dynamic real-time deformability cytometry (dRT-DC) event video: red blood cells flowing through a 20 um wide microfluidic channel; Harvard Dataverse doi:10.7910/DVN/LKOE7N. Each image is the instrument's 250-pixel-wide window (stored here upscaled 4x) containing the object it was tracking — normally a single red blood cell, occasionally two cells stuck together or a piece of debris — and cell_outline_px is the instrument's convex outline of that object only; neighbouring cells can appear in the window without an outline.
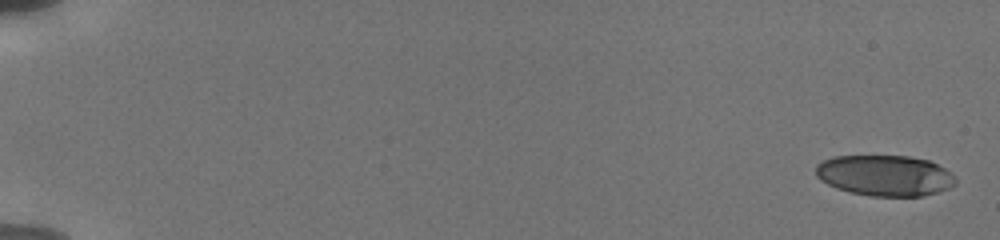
{"species": "human", "species_latin": "Homo sapiens", "temperature_condition": "cold", "stored_images_in_passage": 11, "camera_frame_rate_fps": 3000, "um_per_image_px": 0.085, "donor": {"sex": "male"}, "frame": {"image": 1, "passage_image": 1, "time_ms": 0.0, "image_size_px": [1000, 240], "cell_outline_px": [[956, 184], [948, 188], [924, 196], [872, 196], [848, 192], [836, 188], [820, 180], [816, 176], [816, 164], [832, 156], [908, 156], [928, 160], [952, 172], [956, 176]], "centroid_in_image_um": [75.21, 14.92], "position_along_channel_um": 9.8, "area_um2": 33.41}}
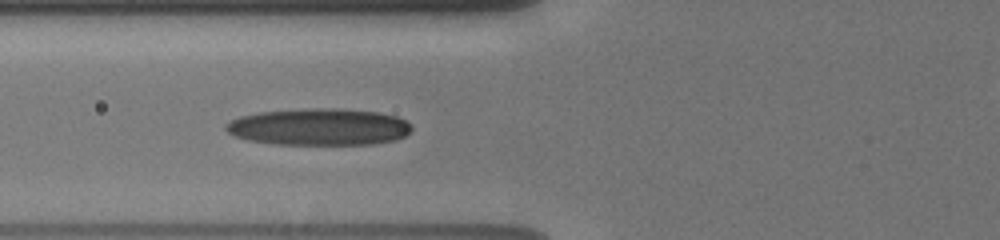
{"frame": {"image": 2, "passage_image": 10, "time_ms": 7.333, "image_size_px": [1000, 240], "cell_outline_px": [[412, 128], [404, 136], [396, 140], [372, 144], [272, 144], [248, 140], [236, 136], [228, 132], [224, 128], [224, 124], [240, 116], [260, 112], [308, 108], [340, 108], [380, 112], [396, 116], [412, 124]], "centroid_in_image_um": [27.12, 10.78], "position_along_channel_um": 98.7, "area_um2": 40.06}}
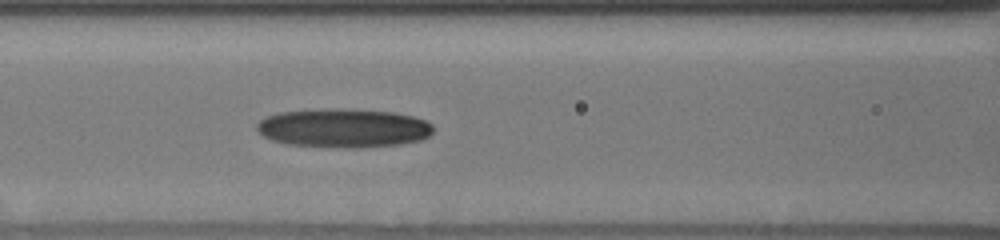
{"frame": {"image": 3, "passage_image": 11, "time_ms": 8.333, "image_size_px": [1000, 240], "cell_outline_px": [[432, 132], [428, 136], [420, 140], [400, 144], [360, 148], [344, 148], [288, 144], [272, 140], [264, 136], [256, 128], [256, 124], [264, 116], [276, 112], [340, 108], [396, 112], [412, 116], [424, 120], [432, 124]], "centroid_in_image_um": [29.18, 10.88], "position_along_channel_um": 137.4, "area_um2": 40.11}}